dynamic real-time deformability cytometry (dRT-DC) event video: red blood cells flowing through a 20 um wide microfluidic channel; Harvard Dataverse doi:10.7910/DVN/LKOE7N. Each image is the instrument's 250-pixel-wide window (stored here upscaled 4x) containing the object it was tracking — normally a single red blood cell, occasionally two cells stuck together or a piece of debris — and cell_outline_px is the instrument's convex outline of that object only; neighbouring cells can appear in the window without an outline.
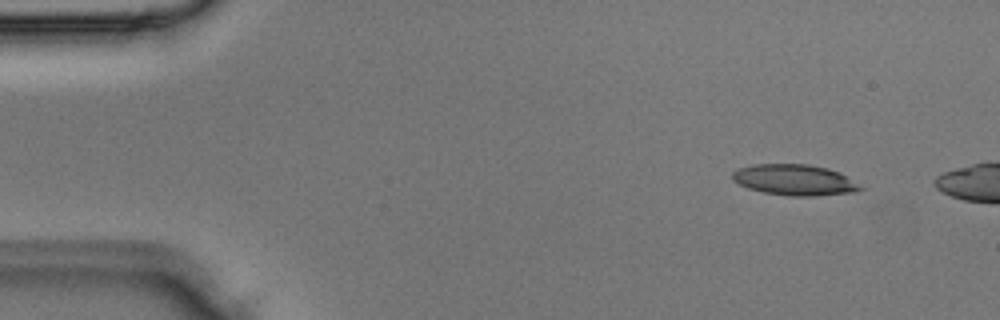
{"species": "Egyptian fruit bat (a non-hibernating species)", "species_latin": "Rousettus aegyptiacus", "temperature_condition": "room temperature", "stored_images_in_passage": 3, "camera_frame_rate_fps": 3000, "um_per_image_px": 0.085, "animal": {"sex": "male"}, "frame": {"image": 1, "passage_image": 2, "time_ms": 0.333, "image_size_px": [1000, 320], "cell_outline_px": [[864, 188], [856, 192], [812, 196], [788, 196], [764, 192], [748, 188], [732, 180], [732, 172], [740, 168], [752, 164], [808, 164], [828, 168], [840, 172]], "centroid_in_image_um": [67.54, 15.29], "position_along_channel_um": 17.5, "area_um2": 23.0}}